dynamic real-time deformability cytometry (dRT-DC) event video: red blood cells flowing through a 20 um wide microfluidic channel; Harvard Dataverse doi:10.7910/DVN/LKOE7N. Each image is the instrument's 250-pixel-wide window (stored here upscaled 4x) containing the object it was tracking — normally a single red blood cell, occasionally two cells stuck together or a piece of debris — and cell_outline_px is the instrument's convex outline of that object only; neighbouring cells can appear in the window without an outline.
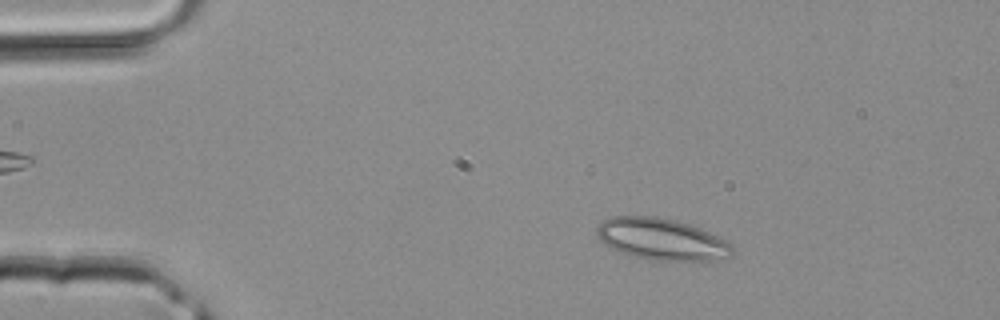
{"species": "common noctule bat (a hibernating species)", "species_latin": "Nyctalus noctula", "temperature_condition": "room temperature", "stored_images_in_passage": 42, "camera_frame_rate_fps": 3000, "um_per_image_px": 0.085, "animal": {"sex": "male", "body_mass_g": 20.4}, "frame": {"image": 1, "passage_image": 7, "time_ms": 2.0, "image_size_px": [1000, 320], "cell_outline_px": [[732, 256], [708, 260], [648, 260], [632, 256], [620, 252], [604, 244], [600, 240], [596, 232], [596, 228], [608, 216], [656, 216], [676, 220], [700, 228], [732, 244]], "centroid_in_image_um": [56.19, 20.32], "position_along_channel_um": 28.8, "area_um2": 32.71}}
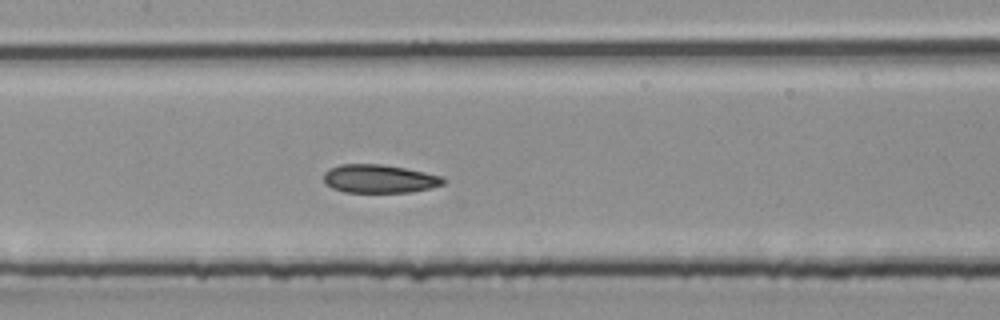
{"frame": {"image": 2, "passage_image": 20, "time_ms": 6.333, "image_size_px": [1000, 320], "cell_outline_px": [[444, 184], [432, 188], [412, 192], [344, 192], [332, 188], [324, 184], [324, 172], [328, 168], [340, 164], [380, 164], [404, 168], [424, 172], [440, 176], [444, 180]], "centroid_in_image_um": [32.19, 15.2], "position_along_channel_um": 175.2, "area_um2": 19.83}}
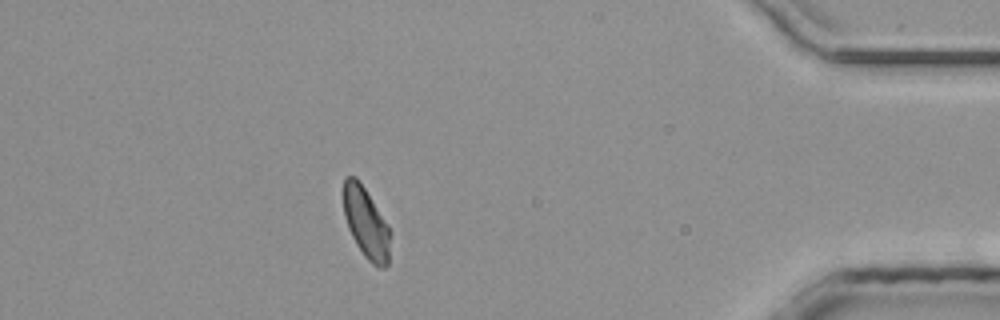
{"frame": {"image": 3, "passage_image": 37, "time_ms": 12.0, "image_size_px": [1000, 320], "cell_outline_px": [[388, 264], [384, 268], [380, 268], [372, 264], [364, 256], [356, 244], [348, 228], [344, 216], [344, 176], [356, 176], [388, 224]], "centroid_in_image_um": [31.08, 18.94], "position_along_channel_um": 404.1, "area_um2": 18.84}}